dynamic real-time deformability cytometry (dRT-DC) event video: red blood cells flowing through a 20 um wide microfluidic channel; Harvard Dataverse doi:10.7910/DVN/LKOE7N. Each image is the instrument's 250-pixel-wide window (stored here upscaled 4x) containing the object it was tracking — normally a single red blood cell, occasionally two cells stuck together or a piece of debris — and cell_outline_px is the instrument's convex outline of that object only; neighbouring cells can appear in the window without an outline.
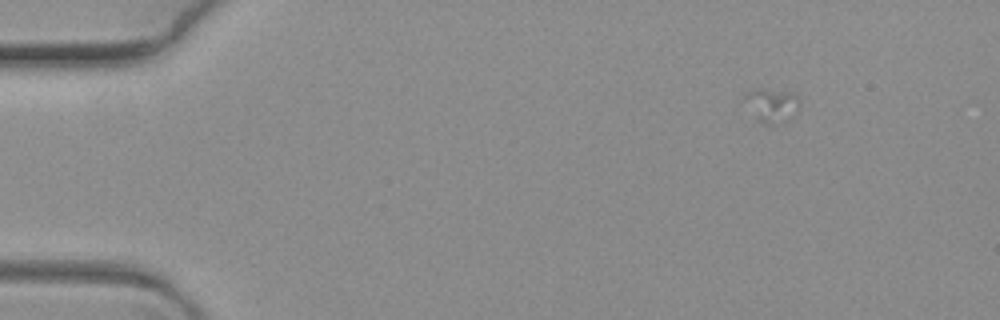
{"species": "common noctule bat (a hibernating species)", "species_latin": "Nyctalus noctula", "temperature_condition": "warm", "stored_images_in_passage": 8, "camera_frame_rate_fps": 3000, "um_per_image_px": 0.085, "animal": {"sex": "female", "body_mass_g": 19.3, "forearm_length_mm": 54.1}, "frame": {"image": 1, "passage_image": 4, "time_ms": 1.0, "image_size_px": [1000, 320], "cell_outline_px": [[800, 100], [788, 120], [772, 124], [764, 124], [756, 120], [744, 96], [748, 92], [756, 88], [760, 88], [792, 92]], "centroid_in_image_um": [65.58, 8.92], "position_along_channel_um": 19.4, "area_um2": 10.4}}